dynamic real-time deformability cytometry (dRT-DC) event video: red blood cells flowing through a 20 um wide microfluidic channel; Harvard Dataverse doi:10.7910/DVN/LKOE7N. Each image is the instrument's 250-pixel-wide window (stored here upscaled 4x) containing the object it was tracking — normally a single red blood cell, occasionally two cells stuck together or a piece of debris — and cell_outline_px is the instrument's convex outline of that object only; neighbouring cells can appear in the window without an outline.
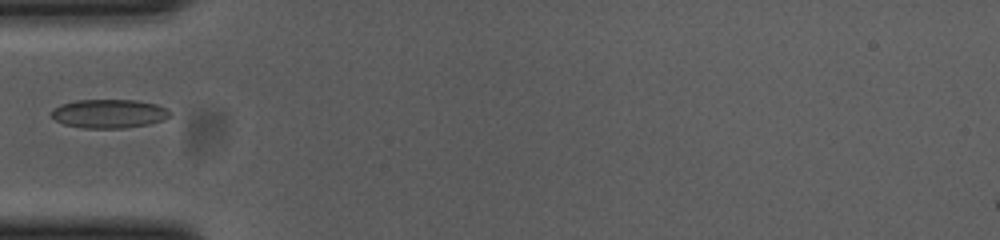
{"species": "common noctule bat (a hibernating species)", "species_latin": "Nyctalus noctula", "temperature_condition": "cold", "stored_images_in_passage": 38, "camera_frame_rate_fps": 3000, "um_per_image_px": 0.085, "animal": {"sex": "female", "body_mass_g": 23.0, "forearm_length_mm": 53.4}, "frame": {"image": 1, "passage_image": 1, "time_ms": 0.0, "image_size_px": [1000, 240], "cell_outline_px": [[172, 116], [164, 120], [148, 124], [124, 128], [84, 128], [64, 124], [56, 120], [52, 116], [52, 108], [60, 104], [76, 100], [136, 100], [156, 104], [168, 108], [172, 112]], "centroid_in_image_um": [9.31, 9.65], "position_along_channel_um": 75.7, "area_um2": 20.06}}
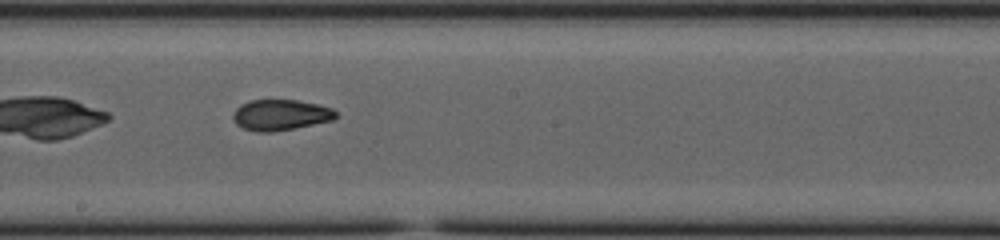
{"frame": {"image": 2, "passage_image": 13, "time_ms": 4.0, "image_size_px": [1000, 240], "cell_outline_px": [[340, 116], [332, 120], [272, 132], [256, 132], [244, 128], [236, 124], [232, 116], [236, 108], [240, 104], [248, 100], [296, 100], [316, 104], [332, 108]], "centroid_in_image_um": [23.83, 9.76], "position_along_channel_um": 224.4, "area_um2": 18.38}}
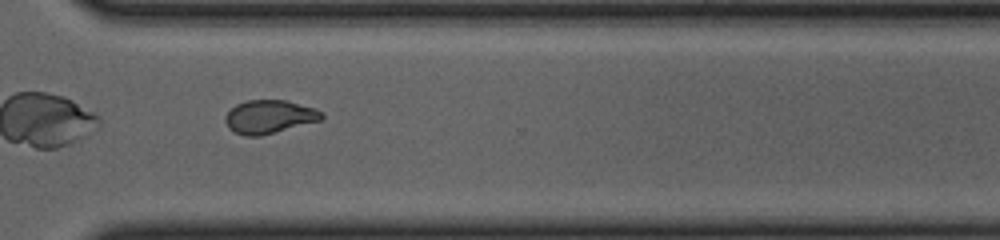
{"frame": {"image": 3, "passage_image": 23, "time_ms": 7.333, "image_size_px": [1000, 240], "cell_outline_px": [[324, 116], [320, 120], [260, 136], [244, 136], [228, 128], [224, 120], [224, 116], [236, 104], [248, 100], [284, 100], [312, 108], [324, 112]], "centroid_in_image_um": [22.85, 9.93], "position_along_channel_um": 347.8, "area_um2": 18.5}}